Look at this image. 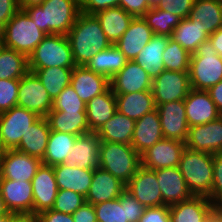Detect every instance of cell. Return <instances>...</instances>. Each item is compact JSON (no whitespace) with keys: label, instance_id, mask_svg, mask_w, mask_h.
<instances>
[{"label":"cell","instance_id":"cell-46","mask_svg":"<svg viewBox=\"0 0 222 222\" xmlns=\"http://www.w3.org/2000/svg\"><path fill=\"white\" fill-rule=\"evenodd\" d=\"M20 79L0 80V113L17 106Z\"/></svg>","mask_w":222,"mask_h":222},{"label":"cell","instance_id":"cell-5","mask_svg":"<svg viewBox=\"0 0 222 222\" xmlns=\"http://www.w3.org/2000/svg\"><path fill=\"white\" fill-rule=\"evenodd\" d=\"M99 155V167L125 185L141 166L140 154L129 144L100 142Z\"/></svg>","mask_w":222,"mask_h":222},{"label":"cell","instance_id":"cell-1","mask_svg":"<svg viewBox=\"0 0 222 222\" xmlns=\"http://www.w3.org/2000/svg\"><path fill=\"white\" fill-rule=\"evenodd\" d=\"M66 36L77 66H85L95 54L111 45L96 16L82 12Z\"/></svg>","mask_w":222,"mask_h":222},{"label":"cell","instance_id":"cell-43","mask_svg":"<svg viewBox=\"0 0 222 222\" xmlns=\"http://www.w3.org/2000/svg\"><path fill=\"white\" fill-rule=\"evenodd\" d=\"M86 105L87 104L79 98L74 88L69 85L53 100L51 111L86 112Z\"/></svg>","mask_w":222,"mask_h":222},{"label":"cell","instance_id":"cell-32","mask_svg":"<svg viewBox=\"0 0 222 222\" xmlns=\"http://www.w3.org/2000/svg\"><path fill=\"white\" fill-rule=\"evenodd\" d=\"M135 120L116 111L96 132L101 142H114L131 145Z\"/></svg>","mask_w":222,"mask_h":222},{"label":"cell","instance_id":"cell-37","mask_svg":"<svg viewBox=\"0 0 222 222\" xmlns=\"http://www.w3.org/2000/svg\"><path fill=\"white\" fill-rule=\"evenodd\" d=\"M51 131L82 135L90 132L86 112L50 111L46 116Z\"/></svg>","mask_w":222,"mask_h":222},{"label":"cell","instance_id":"cell-3","mask_svg":"<svg viewBox=\"0 0 222 222\" xmlns=\"http://www.w3.org/2000/svg\"><path fill=\"white\" fill-rule=\"evenodd\" d=\"M213 158L214 154L208 152L184 149L178 167L194 196L211 195L214 176Z\"/></svg>","mask_w":222,"mask_h":222},{"label":"cell","instance_id":"cell-7","mask_svg":"<svg viewBox=\"0 0 222 222\" xmlns=\"http://www.w3.org/2000/svg\"><path fill=\"white\" fill-rule=\"evenodd\" d=\"M76 66L69 40L64 34H48L28 57L29 69Z\"/></svg>","mask_w":222,"mask_h":222},{"label":"cell","instance_id":"cell-29","mask_svg":"<svg viewBox=\"0 0 222 222\" xmlns=\"http://www.w3.org/2000/svg\"><path fill=\"white\" fill-rule=\"evenodd\" d=\"M50 131L47 118L40 117L22 136L15 150L42 160L47 149Z\"/></svg>","mask_w":222,"mask_h":222},{"label":"cell","instance_id":"cell-33","mask_svg":"<svg viewBox=\"0 0 222 222\" xmlns=\"http://www.w3.org/2000/svg\"><path fill=\"white\" fill-rule=\"evenodd\" d=\"M95 16L99 20L106 38L111 44H115L122 37L128 29L131 20L134 18L120 6L99 11Z\"/></svg>","mask_w":222,"mask_h":222},{"label":"cell","instance_id":"cell-62","mask_svg":"<svg viewBox=\"0 0 222 222\" xmlns=\"http://www.w3.org/2000/svg\"><path fill=\"white\" fill-rule=\"evenodd\" d=\"M0 222H10V212L0 215Z\"/></svg>","mask_w":222,"mask_h":222},{"label":"cell","instance_id":"cell-13","mask_svg":"<svg viewBox=\"0 0 222 222\" xmlns=\"http://www.w3.org/2000/svg\"><path fill=\"white\" fill-rule=\"evenodd\" d=\"M125 189L145 208L163 205L156 170L140 166L135 175L126 184Z\"/></svg>","mask_w":222,"mask_h":222},{"label":"cell","instance_id":"cell-45","mask_svg":"<svg viewBox=\"0 0 222 222\" xmlns=\"http://www.w3.org/2000/svg\"><path fill=\"white\" fill-rule=\"evenodd\" d=\"M86 203L85 196L72 190L59 189L52 210L73 214Z\"/></svg>","mask_w":222,"mask_h":222},{"label":"cell","instance_id":"cell-17","mask_svg":"<svg viewBox=\"0 0 222 222\" xmlns=\"http://www.w3.org/2000/svg\"><path fill=\"white\" fill-rule=\"evenodd\" d=\"M114 94H128L151 91L152 79L134 60H128L125 67L110 79Z\"/></svg>","mask_w":222,"mask_h":222},{"label":"cell","instance_id":"cell-47","mask_svg":"<svg viewBox=\"0 0 222 222\" xmlns=\"http://www.w3.org/2000/svg\"><path fill=\"white\" fill-rule=\"evenodd\" d=\"M213 170L211 195L208 198L214 205H219L222 204V153L214 154Z\"/></svg>","mask_w":222,"mask_h":222},{"label":"cell","instance_id":"cell-65","mask_svg":"<svg viewBox=\"0 0 222 222\" xmlns=\"http://www.w3.org/2000/svg\"><path fill=\"white\" fill-rule=\"evenodd\" d=\"M4 48V40L3 38H0V52Z\"/></svg>","mask_w":222,"mask_h":222},{"label":"cell","instance_id":"cell-51","mask_svg":"<svg viewBox=\"0 0 222 222\" xmlns=\"http://www.w3.org/2000/svg\"><path fill=\"white\" fill-rule=\"evenodd\" d=\"M138 222H170L169 205L145 208Z\"/></svg>","mask_w":222,"mask_h":222},{"label":"cell","instance_id":"cell-24","mask_svg":"<svg viewBox=\"0 0 222 222\" xmlns=\"http://www.w3.org/2000/svg\"><path fill=\"white\" fill-rule=\"evenodd\" d=\"M70 85L79 98L87 104L110 87V80L102 74L89 70L86 66L76 65L72 70Z\"/></svg>","mask_w":222,"mask_h":222},{"label":"cell","instance_id":"cell-4","mask_svg":"<svg viewBox=\"0 0 222 222\" xmlns=\"http://www.w3.org/2000/svg\"><path fill=\"white\" fill-rule=\"evenodd\" d=\"M189 78L191 89L204 91L222 81V57L209 39L191 54Z\"/></svg>","mask_w":222,"mask_h":222},{"label":"cell","instance_id":"cell-44","mask_svg":"<svg viewBox=\"0 0 222 222\" xmlns=\"http://www.w3.org/2000/svg\"><path fill=\"white\" fill-rule=\"evenodd\" d=\"M97 222H126L125 205L119 198L93 205Z\"/></svg>","mask_w":222,"mask_h":222},{"label":"cell","instance_id":"cell-14","mask_svg":"<svg viewBox=\"0 0 222 222\" xmlns=\"http://www.w3.org/2000/svg\"><path fill=\"white\" fill-rule=\"evenodd\" d=\"M185 146L199 152L222 153V116L209 123L189 127Z\"/></svg>","mask_w":222,"mask_h":222},{"label":"cell","instance_id":"cell-34","mask_svg":"<svg viewBox=\"0 0 222 222\" xmlns=\"http://www.w3.org/2000/svg\"><path fill=\"white\" fill-rule=\"evenodd\" d=\"M188 18L201 21L204 32L210 36L222 27V0H194Z\"/></svg>","mask_w":222,"mask_h":222},{"label":"cell","instance_id":"cell-56","mask_svg":"<svg viewBox=\"0 0 222 222\" xmlns=\"http://www.w3.org/2000/svg\"><path fill=\"white\" fill-rule=\"evenodd\" d=\"M207 92L215 103L218 111L222 114V81H219L216 85H213L207 90Z\"/></svg>","mask_w":222,"mask_h":222},{"label":"cell","instance_id":"cell-55","mask_svg":"<svg viewBox=\"0 0 222 222\" xmlns=\"http://www.w3.org/2000/svg\"><path fill=\"white\" fill-rule=\"evenodd\" d=\"M38 222H74L71 214H64L52 209L37 214Z\"/></svg>","mask_w":222,"mask_h":222},{"label":"cell","instance_id":"cell-25","mask_svg":"<svg viewBox=\"0 0 222 222\" xmlns=\"http://www.w3.org/2000/svg\"><path fill=\"white\" fill-rule=\"evenodd\" d=\"M162 139L164 136L157 109L136 120L131 145L140 155Z\"/></svg>","mask_w":222,"mask_h":222},{"label":"cell","instance_id":"cell-11","mask_svg":"<svg viewBox=\"0 0 222 222\" xmlns=\"http://www.w3.org/2000/svg\"><path fill=\"white\" fill-rule=\"evenodd\" d=\"M185 148L182 141L164 138L140 155L141 166L151 170L178 167Z\"/></svg>","mask_w":222,"mask_h":222},{"label":"cell","instance_id":"cell-50","mask_svg":"<svg viewBox=\"0 0 222 222\" xmlns=\"http://www.w3.org/2000/svg\"><path fill=\"white\" fill-rule=\"evenodd\" d=\"M80 12L95 15L99 11L119 6V0H79Z\"/></svg>","mask_w":222,"mask_h":222},{"label":"cell","instance_id":"cell-16","mask_svg":"<svg viewBox=\"0 0 222 222\" xmlns=\"http://www.w3.org/2000/svg\"><path fill=\"white\" fill-rule=\"evenodd\" d=\"M31 183L33 190V213L39 214L52 209L59 190L53 166L42 164Z\"/></svg>","mask_w":222,"mask_h":222},{"label":"cell","instance_id":"cell-57","mask_svg":"<svg viewBox=\"0 0 222 222\" xmlns=\"http://www.w3.org/2000/svg\"><path fill=\"white\" fill-rule=\"evenodd\" d=\"M10 222H38L37 214L30 212H10Z\"/></svg>","mask_w":222,"mask_h":222},{"label":"cell","instance_id":"cell-49","mask_svg":"<svg viewBox=\"0 0 222 222\" xmlns=\"http://www.w3.org/2000/svg\"><path fill=\"white\" fill-rule=\"evenodd\" d=\"M194 0H162L159 5L164 11L178 15L181 19L189 17Z\"/></svg>","mask_w":222,"mask_h":222},{"label":"cell","instance_id":"cell-21","mask_svg":"<svg viewBox=\"0 0 222 222\" xmlns=\"http://www.w3.org/2000/svg\"><path fill=\"white\" fill-rule=\"evenodd\" d=\"M156 177L162 194L163 205L170 206L194 196L188 189L179 167L156 170Z\"/></svg>","mask_w":222,"mask_h":222},{"label":"cell","instance_id":"cell-31","mask_svg":"<svg viewBox=\"0 0 222 222\" xmlns=\"http://www.w3.org/2000/svg\"><path fill=\"white\" fill-rule=\"evenodd\" d=\"M58 189L72 190L86 197L94 170L69 168L64 164L53 166Z\"/></svg>","mask_w":222,"mask_h":222},{"label":"cell","instance_id":"cell-27","mask_svg":"<svg viewBox=\"0 0 222 222\" xmlns=\"http://www.w3.org/2000/svg\"><path fill=\"white\" fill-rule=\"evenodd\" d=\"M85 111L90 132H97L117 111L116 96L111 87L92 98Z\"/></svg>","mask_w":222,"mask_h":222},{"label":"cell","instance_id":"cell-60","mask_svg":"<svg viewBox=\"0 0 222 222\" xmlns=\"http://www.w3.org/2000/svg\"><path fill=\"white\" fill-rule=\"evenodd\" d=\"M204 222H222L221 214L213 208L207 215Z\"/></svg>","mask_w":222,"mask_h":222},{"label":"cell","instance_id":"cell-54","mask_svg":"<svg viewBox=\"0 0 222 222\" xmlns=\"http://www.w3.org/2000/svg\"><path fill=\"white\" fill-rule=\"evenodd\" d=\"M72 218L74 222H97L95 209L87 202L72 214Z\"/></svg>","mask_w":222,"mask_h":222},{"label":"cell","instance_id":"cell-38","mask_svg":"<svg viewBox=\"0 0 222 222\" xmlns=\"http://www.w3.org/2000/svg\"><path fill=\"white\" fill-rule=\"evenodd\" d=\"M77 136L70 133L50 131L47 149L42 164L56 166L64 164L72 152Z\"/></svg>","mask_w":222,"mask_h":222},{"label":"cell","instance_id":"cell-35","mask_svg":"<svg viewBox=\"0 0 222 222\" xmlns=\"http://www.w3.org/2000/svg\"><path fill=\"white\" fill-rule=\"evenodd\" d=\"M128 59L122 52L111 44L108 48L95 54L94 57L85 65L89 70L106 76L109 80L121 71Z\"/></svg>","mask_w":222,"mask_h":222},{"label":"cell","instance_id":"cell-6","mask_svg":"<svg viewBox=\"0 0 222 222\" xmlns=\"http://www.w3.org/2000/svg\"><path fill=\"white\" fill-rule=\"evenodd\" d=\"M47 34L37 28L25 11L19 10L2 28L4 47L14 49L27 57Z\"/></svg>","mask_w":222,"mask_h":222},{"label":"cell","instance_id":"cell-2","mask_svg":"<svg viewBox=\"0 0 222 222\" xmlns=\"http://www.w3.org/2000/svg\"><path fill=\"white\" fill-rule=\"evenodd\" d=\"M37 28L48 34L67 35L80 13L79 0H45L24 10Z\"/></svg>","mask_w":222,"mask_h":222},{"label":"cell","instance_id":"cell-48","mask_svg":"<svg viewBox=\"0 0 222 222\" xmlns=\"http://www.w3.org/2000/svg\"><path fill=\"white\" fill-rule=\"evenodd\" d=\"M121 205H125L126 222H138L143 216L145 207L126 190L119 196Z\"/></svg>","mask_w":222,"mask_h":222},{"label":"cell","instance_id":"cell-12","mask_svg":"<svg viewBox=\"0 0 222 222\" xmlns=\"http://www.w3.org/2000/svg\"><path fill=\"white\" fill-rule=\"evenodd\" d=\"M42 160L17 150H6L0 156V179L31 182Z\"/></svg>","mask_w":222,"mask_h":222},{"label":"cell","instance_id":"cell-22","mask_svg":"<svg viewBox=\"0 0 222 222\" xmlns=\"http://www.w3.org/2000/svg\"><path fill=\"white\" fill-rule=\"evenodd\" d=\"M154 35L143 17H134L128 29L114 45L128 60H134Z\"/></svg>","mask_w":222,"mask_h":222},{"label":"cell","instance_id":"cell-28","mask_svg":"<svg viewBox=\"0 0 222 222\" xmlns=\"http://www.w3.org/2000/svg\"><path fill=\"white\" fill-rule=\"evenodd\" d=\"M168 42L169 36L154 35L134 59L148 73L151 79H154L165 70L163 52Z\"/></svg>","mask_w":222,"mask_h":222},{"label":"cell","instance_id":"cell-64","mask_svg":"<svg viewBox=\"0 0 222 222\" xmlns=\"http://www.w3.org/2000/svg\"><path fill=\"white\" fill-rule=\"evenodd\" d=\"M214 208L221 214V219H222V204L215 205Z\"/></svg>","mask_w":222,"mask_h":222},{"label":"cell","instance_id":"cell-19","mask_svg":"<svg viewBox=\"0 0 222 222\" xmlns=\"http://www.w3.org/2000/svg\"><path fill=\"white\" fill-rule=\"evenodd\" d=\"M184 106L189 127L203 125L222 116L209 93L204 90L191 89Z\"/></svg>","mask_w":222,"mask_h":222},{"label":"cell","instance_id":"cell-58","mask_svg":"<svg viewBox=\"0 0 222 222\" xmlns=\"http://www.w3.org/2000/svg\"><path fill=\"white\" fill-rule=\"evenodd\" d=\"M209 40L213 44L214 49L218 52V55L222 57V27L211 34Z\"/></svg>","mask_w":222,"mask_h":222},{"label":"cell","instance_id":"cell-42","mask_svg":"<svg viewBox=\"0 0 222 222\" xmlns=\"http://www.w3.org/2000/svg\"><path fill=\"white\" fill-rule=\"evenodd\" d=\"M191 54L179 43L169 37V42L163 52V63L166 70L189 72Z\"/></svg>","mask_w":222,"mask_h":222},{"label":"cell","instance_id":"cell-67","mask_svg":"<svg viewBox=\"0 0 222 222\" xmlns=\"http://www.w3.org/2000/svg\"><path fill=\"white\" fill-rule=\"evenodd\" d=\"M0 38H3L2 36V28L0 27Z\"/></svg>","mask_w":222,"mask_h":222},{"label":"cell","instance_id":"cell-59","mask_svg":"<svg viewBox=\"0 0 222 222\" xmlns=\"http://www.w3.org/2000/svg\"><path fill=\"white\" fill-rule=\"evenodd\" d=\"M45 0H19L18 5L20 10H25L28 7L39 6Z\"/></svg>","mask_w":222,"mask_h":222},{"label":"cell","instance_id":"cell-10","mask_svg":"<svg viewBox=\"0 0 222 222\" xmlns=\"http://www.w3.org/2000/svg\"><path fill=\"white\" fill-rule=\"evenodd\" d=\"M17 106L40 117H46L52 110L53 100L34 72L28 71L20 78Z\"/></svg>","mask_w":222,"mask_h":222},{"label":"cell","instance_id":"cell-40","mask_svg":"<svg viewBox=\"0 0 222 222\" xmlns=\"http://www.w3.org/2000/svg\"><path fill=\"white\" fill-rule=\"evenodd\" d=\"M29 71L28 57L4 47L0 52V80L20 79Z\"/></svg>","mask_w":222,"mask_h":222},{"label":"cell","instance_id":"cell-8","mask_svg":"<svg viewBox=\"0 0 222 222\" xmlns=\"http://www.w3.org/2000/svg\"><path fill=\"white\" fill-rule=\"evenodd\" d=\"M40 116L26 108L15 106L0 113V137L5 150H15L21 138Z\"/></svg>","mask_w":222,"mask_h":222},{"label":"cell","instance_id":"cell-26","mask_svg":"<svg viewBox=\"0 0 222 222\" xmlns=\"http://www.w3.org/2000/svg\"><path fill=\"white\" fill-rule=\"evenodd\" d=\"M214 207L208 197L193 196L169 206L170 222H204Z\"/></svg>","mask_w":222,"mask_h":222},{"label":"cell","instance_id":"cell-39","mask_svg":"<svg viewBox=\"0 0 222 222\" xmlns=\"http://www.w3.org/2000/svg\"><path fill=\"white\" fill-rule=\"evenodd\" d=\"M73 68L47 67L40 69H29L40 79L42 85L54 100L61 91L70 85Z\"/></svg>","mask_w":222,"mask_h":222},{"label":"cell","instance_id":"cell-23","mask_svg":"<svg viewBox=\"0 0 222 222\" xmlns=\"http://www.w3.org/2000/svg\"><path fill=\"white\" fill-rule=\"evenodd\" d=\"M0 193L9 212L33 213L32 183L0 179Z\"/></svg>","mask_w":222,"mask_h":222},{"label":"cell","instance_id":"cell-66","mask_svg":"<svg viewBox=\"0 0 222 222\" xmlns=\"http://www.w3.org/2000/svg\"><path fill=\"white\" fill-rule=\"evenodd\" d=\"M0 151H6V150L4 149L3 144H2L1 137H0Z\"/></svg>","mask_w":222,"mask_h":222},{"label":"cell","instance_id":"cell-36","mask_svg":"<svg viewBox=\"0 0 222 222\" xmlns=\"http://www.w3.org/2000/svg\"><path fill=\"white\" fill-rule=\"evenodd\" d=\"M170 38L192 54L209 39V35L204 32L201 21L185 18L173 29Z\"/></svg>","mask_w":222,"mask_h":222},{"label":"cell","instance_id":"cell-63","mask_svg":"<svg viewBox=\"0 0 222 222\" xmlns=\"http://www.w3.org/2000/svg\"><path fill=\"white\" fill-rule=\"evenodd\" d=\"M151 7L159 6L162 3V0H147Z\"/></svg>","mask_w":222,"mask_h":222},{"label":"cell","instance_id":"cell-9","mask_svg":"<svg viewBox=\"0 0 222 222\" xmlns=\"http://www.w3.org/2000/svg\"><path fill=\"white\" fill-rule=\"evenodd\" d=\"M191 90L189 72L164 70L152 79V94L155 105L184 101Z\"/></svg>","mask_w":222,"mask_h":222},{"label":"cell","instance_id":"cell-41","mask_svg":"<svg viewBox=\"0 0 222 222\" xmlns=\"http://www.w3.org/2000/svg\"><path fill=\"white\" fill-rule=\"evenodd\" d=\"M142 17L155 35L169 37L182 20L178 15L164 11L159 6L151 7Z\"/></svg>","mask_w":222,"mask_h":222},{"label":"cell","instance_id":"cell-30","mask_svg":"<svg viewBox=\"0 0 222 222\" xmlns=\"http://www.w3.org/2000/svg\"><path fill=\"white\" fill-rule=\"evenodd\" d=\"M115 96L117 111L135 121L156 109L152 91L115 94Z\"/></svg>","mask_w":222,"mask_h":222},{"label":"cell","instance_id":"cell-61","mask_svg":"<svg viewBox=\"0 0 222 222\" xmlns=\"http://www.w3.org/2000/svg\"><path fill=\"white\" fill-rule=\"evenodd\" d=\"M8 212L9 211H8V209H7L6 205H5V202L3 200V197H2V195L0 193V215L6 214Z\"/></svg>","mask_w":222,"mask_h":222},{"label":"cell","instance_id":"cell-53","mask_svg":"<svg viewBox=\"0 0 222 222\" xmlns=\"http://www.w3.org/2000/svg\"><path fill=\"white\" fill-rule=\"evenodd\" d=\"M19 10L17 0H0V27L3 28Z\"/></svg>","mask_w":222,"mask_h":222},{"label":"cell","instance_id":"cell-20","mask_svg":"<svg viewBox=\"0 0 222 222\" xmlns=\"http://www.w3.org/2000/svg\"><path fill=\"white\" fill-rule=\"evenodd\" d=\"M125 187L123 182L108 171L96 167L85 200L92 205L111 201L119 198L126 190Z\"/></svg>","mask_w":222,"mask_h":222},{"label":"cell","instance_id":"cell-52","mask_svg":"<svg viewBox=\"0 0 222 222\" xmlns=\"http://www.w3.org/2000/svg\"><path fill=\"white\" fill-rule=\"evenodd\" d=\"M119 6L133 17H142L151 8L147 0H119Z\"/></svg>","mask_w":222,"mask_h":222},{"label":"cell","instance_id":"cell-18","mask_svg":"<svg viewBox=\"0 0 222 222\" xmlns=\"http://www.w3.org/2000/svg\"><path fill=\"white\" fill-rule=\"evenodd\" d=\"M100 139L96 132H88L78 135L72 152L66 158L64 165L69 168L94 170L99 167Z\"/></svg>","mask_w":222,"mask_h":222},{"label":"cell","instance_id":"cell-15","mask_svg":"<svg viewBox=\"0 0 222 222\" xmlns=\"http://www.w3.org/2000/svg\"><path fill=\"white\" fill-rule=\"evenodd\" d=\"M162 133L165 139H174L186 142L188 135V122L184 101L178 100L156 106Z\"/></svg>","mask_w":222,"mask_h":222}]
</instances>
